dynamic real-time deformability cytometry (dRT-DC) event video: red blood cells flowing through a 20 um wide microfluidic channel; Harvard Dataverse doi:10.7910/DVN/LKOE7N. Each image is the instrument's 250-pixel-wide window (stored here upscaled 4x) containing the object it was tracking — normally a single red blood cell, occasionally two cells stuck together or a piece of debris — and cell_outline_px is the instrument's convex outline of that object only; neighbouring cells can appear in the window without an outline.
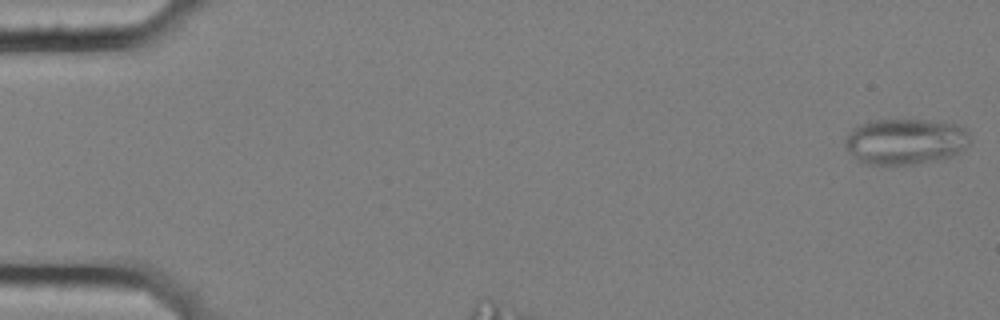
{"species": "common noctule bat (a hibernating species)", "species_latin": "Nyctalus noctula", "temperature_condition": "cold", "stored_images_in_passage": 39, "camera_frame_rate_fps": 3000, "um_per_image_px": 0.085, "animal": {"sex": "female", "body_mass_g": 25.1}, "frame": {"image": 1, "passage_image": 1, "time_ms": 0.0, "image_size_px": [1000, 320], "cell_outline_px": [[972, 140], [964, 148], [952, 156], [940, 160], [912, 164], [868, 164], [860, 160], [848, 152], [844, 144], [844, 140], [848, 132], [856, 124], [872, 120], [924, 120], [960, 124], [968, 128]], "centroid_in_image_um": [76.98, 12.0], "position_along_channel_um": 8.0, "area_um2": 33.87}}
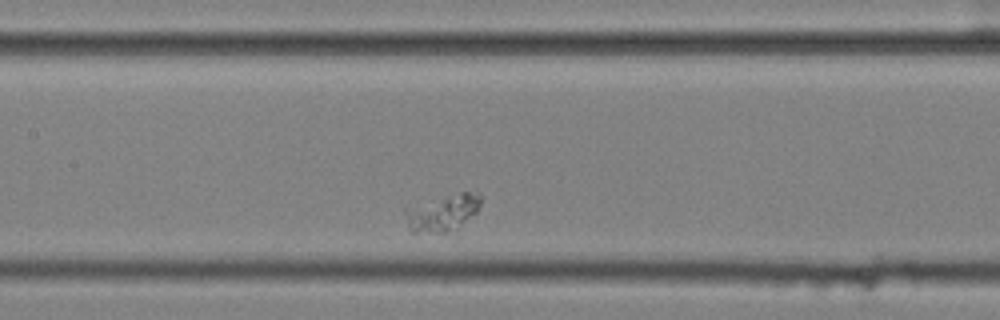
{"frame": {"image": 2, "passage_image": 17, "time_ms": 5.333, "image_size_px": [1000, 320], "cell_outline_px": [[480, 204], [476, 212], [444, 232], [412, 232], [408, 228], [404, 208], [460, 192], [480, 192]], "centroid_in_image_um": [37.57, 18.05], "position_along_channel_um": 169.8, "area_um2": 15.26}}
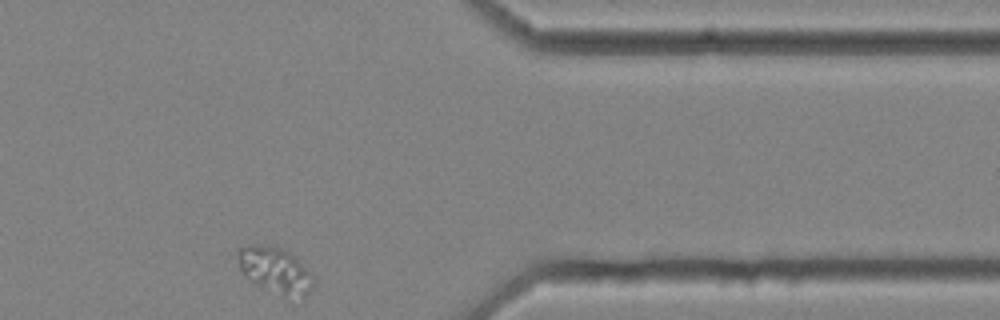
{"frame": {"image": 3, "passage_image": 39, "time_ms": 12.667, "image_size_px": [1000, 320], "cell_outline_px": [[312, 288], [304, 296], [284, 296], [256, 284], [240, 268], [236, 252], [236, 248], [248, 244], [272, 244], [288, 252], [312, 272]], "centroid_in_image_um": [23.36, 22.9], "position_along_channel_um": 388.0, "area_um2": 20.0}}